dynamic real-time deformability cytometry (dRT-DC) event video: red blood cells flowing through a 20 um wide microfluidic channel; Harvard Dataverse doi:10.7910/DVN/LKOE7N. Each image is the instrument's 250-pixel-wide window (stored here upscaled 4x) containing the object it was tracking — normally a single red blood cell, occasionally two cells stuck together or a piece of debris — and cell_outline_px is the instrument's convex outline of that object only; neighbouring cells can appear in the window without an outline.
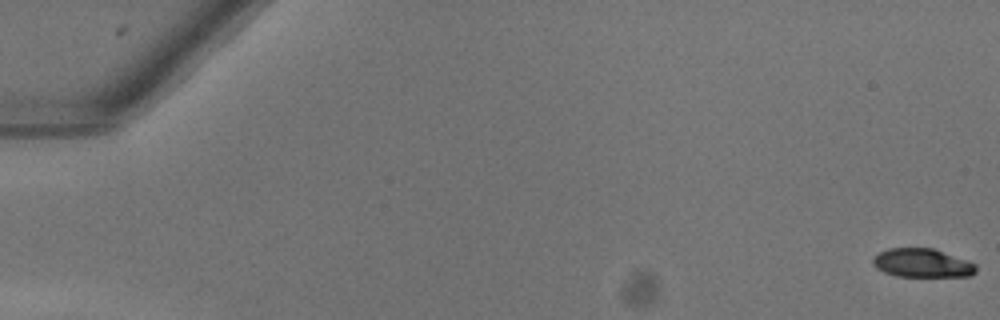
{"species": "common noctule bat (a hibernating species)", "species_latin": "Nyctalus noctula", "temperature_condition": "warm", "stored_images_in_passage": 23, "camera_frame_rate_fps": 3000, "um_per_image_px": 0.085, "animal": {"sex": "female"}, "frame": {"image": 1, "passage_image": 1, "time_ms": 0.0, "image_size_px": [1000, 320], "cell_outline_px": [[976, 272], [972, 276], [896, 276], [884, 272], [876, 268], [872, 264], [872, 256], [888, 248], [932, 248], [976, 264]], "centroid_in_image_um": [78.34, 22.36], "position_along_channel_um": 6.7, "area_um2": 17.17}}
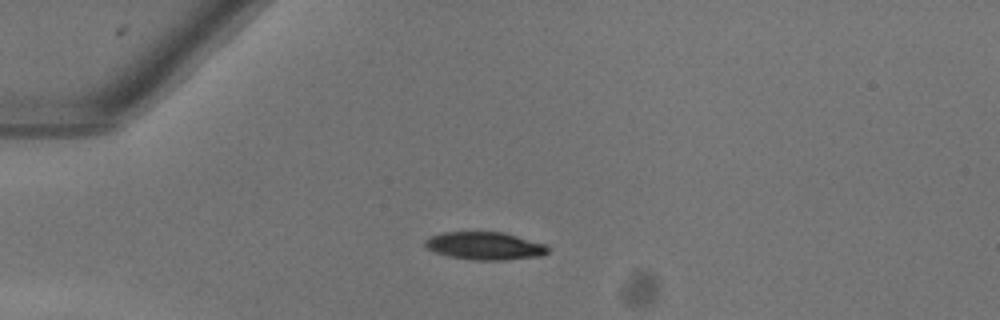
{"frame": {"image": 2, "passage_image": 15, "time_ms": 4.667, "image_size_px": [1000, 320], "cell_outline_px": [[548, 252], [544, 256], [504, 260], [472, 260], [448, 256], [424, 248], [424, 240], [432, 236], [444, 232], [504, 232], [548, 244]], "centroid_in_image_um": [41.25, 20.9], "position_along_channel_um": 43.8, "area_um2": 20.17}}
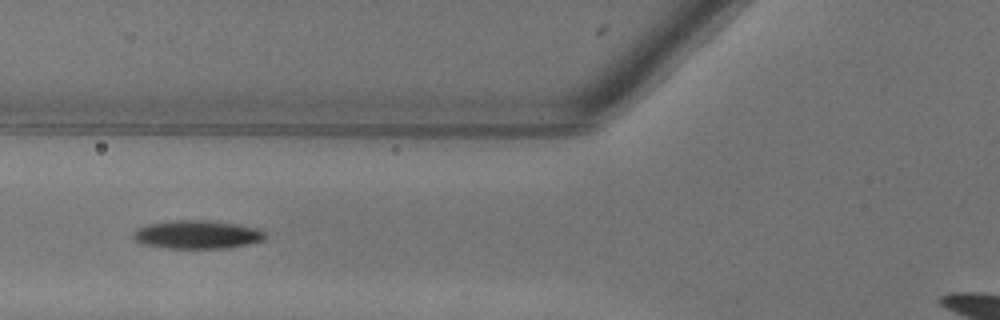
{"frame": {"image": 3, "passage_image": 22, "time_ms": 7.0, "image_size_px": [1000, 320], "cell_outline_px": [[268, 236], [264, 240], [248, 244], [228, 248], [160, 248], [144, 244], [136, 240], [132, 236], [136, 228], [152, 224], [176, 220], [204, 220], [236, 224], [264, 228], [268, 232]], "centroid_in_image_um": [16.86, 19.94], "position_along_channel_um": 108.9, "area_um2": 22.02}}